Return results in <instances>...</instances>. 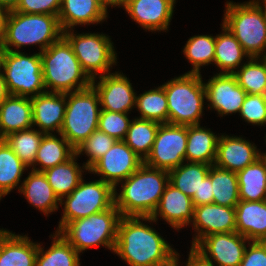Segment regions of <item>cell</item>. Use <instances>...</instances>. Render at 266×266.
<instances>
[{
	"label": "cell",
	"instance_id": "cell-1",
	"mask_svg": "<svg viewBox=\"0 0 266 266\" xmlns=\"http://www.w3.org/2000/svg\"><path fill=\"white\" fill-rule=\"evenodd\" d=\"M151 217L122 216L113 253L129 266H181V255L155 228Z\"/></svg>",
	"mask_w": 266,
	"mask_h": 266
},
{
	"label": "cell",
	"instance_id": "cell-2",
	"mask_svg": "<svg viewBox=\"0 0 266 266\" xmlns=\"http://www.w3.org/2000/svg\"><path fill=\"white\" fill-rule=\"evenodd\" d=\"M119 183L114 187V205L121 215L151 217L169 183V172L143 163ZM118 185L121 186L119 193Z\"/></svg>",
	"mask_w": 266,
	"mask_h": 266
},
{
	"label": "cell",
	"instance_id": "cell-3",
	"mask_svg": "<svg viewBox=\"0 0 266 266\" xmlns=\"http://www.w3.org/2000/svg\"><path fill=\"white\" fill-rule=\"evenodd\" d=\"M62 36L63 31L58 16L27 14L14 10L8 12L2 34L6 50L20 51L19 49L23 46L38 44L39 53L57 42Z\"/></svg>",
	"mask_w": 266,
	"mask_h": 266
},
{
	"label": "cell",
	"instance_id": "cell-4",
	"mask_svg": "<svg viewBox=\"0 0 266 266\" xmlns=\"http://www.w3.org/2000/svg\"><path fill=\"white\" fill-rule=\"evenodd\" d=\"M46 91L68 93L85 89L92 79L82 69L71 45L62 36L40 53Z\"/></svg>",
	"mask_w": 266,
	"mask_h": 266
},
{
	"label": "cell",
	"instance_id": "cell-5",
	"mask_svg": "<svg viewBox=\"0 0 266 266\" xmlns=\"http://www.w3.org/2000/svg\"><path fill=\"white\" fill-rule=\"evenodd\" d=\"M222 24L250 57H266V15L256 0L227 1Z\"/></svg>",
	"mask_w": 266,
	"mask_h": 266
},
{
	"label": "cell",
	"instance_id": "cell-6",
	"mask_svg": "<svg viewBox=\"0 0 266 266\" xmlns=\"http://www.w3.org/2000/svg\"><path fill=\"white\" fill-rule=\"evenodd\" d=\"M201 74L184 73L162 84L168 103V124L199 125L206 91Z\"/></svg>",
	"mask_w": 266,
	"mask_h": 266
},
{
	"label": "cell",
	"instance_id": "cell-7",
	"mask_svg": "<svg viewBox=\"0 0 266 266\" xmlns=\"http://www.w3.org/2000/svg\"><path fill=\"white\" fill-rule=\"evenodd\" d=\"M121 217V213L113 205L105 211L66 224L59 233L79 254L100 245L113 253Z\"/></svg>",
	"mask_w": 266,
	"mask_h": 266
},
{
	"label": "cell",
	"instance_id": "cell-8",
	"mask_svg": "<svg viewBox=\"0 0 266 266\" xmlns=\"http://www.w3.org/2000/svg\"><path fill=\"white\" fill-rule=\"evenodd\" d=\"M100 107L98 93L92 85L66 93V112L60 134L74 149L98 129Z\"/></svg>",
	"mask_w": 266,
	"mask_h": 266
},
{
	"label": "cell",
	"instance_id": "cell-9",
	"mask_svg": "<svg viewBox=\"0 0 266 266\" xmlns=\"http://www.w3.org/2000/svg\"><path fill=\"white\" fill-rule=\"evenodd\" d=\"M74 32V29L63 31V37L71 45L86 74L91 79L109 74L110 69L117 65V53L110 36L104 33Z\"/></svg>",
	"mask_w": 266,
	"mask_h": 266
},
{
	"label": "cell",
	"instance_id": "cell-10",
	"mask_svg": "<svg viewBox=\"0 0 266 266\" xmlns=\"http://www.w3.org/2000/svg\"><path fill=\"white\" fill-rule=\"evenodd\" d=\"M60 205L63 206V215L55 232L74 220L111 208L114 205V187L101 179L87 182L83 178L68 196L60 200Z\"/></svg>",
	"mask_w": 266,
	"mask_h": 266
},
{
	"label": "cell",
	"instance_id": "cell-11",
	"mask_svg": "<svg viewBox=\"0 0 266 266\" xmlns=\"http://www.w3.org/2000/svg\"><path fill=\"white\" fill-rule=\"evenodd\" d=\"M2 72L10 95L31 98L46 92L39 52L6 50Z\"/></svg>",
	"mask_w": 266,
	"mask_h": 266
},
{
	"label": "cell",
	"instance_id": "cell-12",
	"mask_svg": "<svg viewBox=\"0 0 266 266\" xmlns=\"http://www.w3.org/2000/svg\"><path fill=\"white\" fill-rule=\"evenodd\" d=\"M186 146L187 125L160 124L144 164L169 172L186 162Z\"/></svg>",
	"mask_w": 266,
	"mask_h": 266
},
{
	"label": "cell",
	"instance_id": "cell-13",
	"mask_svg": "<svg viewBox=\"0 0 266 266\" xmlns=\"http://www.w3.org/2000/svg\"><path fill=\"white\" fill-rule=\"evenodd\" d=\"M141 159L123 140L113 146L89 169L88 173L100 176L104 182L115 187L126 180L142 164Z\"/></svg>",
	"mask_w": 266,
	"mask_h": 266
},
{
	"label": "cell",
	"instance_id": "cell-14",
	"mask_svg": "<svg viewBox=\"0 0 266 266\" xmlns=\"http://www.w3.org/2000/svg\"><path fill=\"white\" fill-rule=\"evenodd\" d=\"M96 79H99L97 81ZM98 93L101 110L129 114L135 108L136 95L130 79L123 73H113L92 79L91 84Z\"/></svg>",
	"mask_w": 266,
	"mask_h": 266
},
{
	"label": "cell",
	"instance_id": "cell-15",
	"mask_svg": "<svg viewBox=\"0 0 266 266\" xmlns=\"http://www.w3.org/2000/svg\"><path fill=\"white\" fill-rule=\"evenodd\" d=\"M250 241L237 232L212 234L193 248L217 266H239Z\"/></svg>",
	"mask_w": 266,
	"mask_h": 266
},
{
	"label": "cell",
	"instance_id": "cell-16",
	"mask_svg": "<svg viewBox=\"0 0 266 266\" xmlns=\"http://www.w3.org/2000/svg\"><path fill=\"white\" fill-rule=\"evenodd\" d=\"M208 110L213 109L221 118L224 115L240 113L246 91L238 85L233 74L216 73L204 83Z\"/></svg>",
	"mask_w": 266,
	"mask_h": 266
},
{
	"label": "cell",
	"instance_id": "cell-17",
	"mask_svg": "<svg viewBox=\"0 0 266 266\" xmlns=\"http://www.w3.org/2000/svg\"><path fill=\"white\" fill-rule=\"evenodd\" d=\"M195 235L191 242L194 247L201 239L212 234L236 232L235 207L217 204H202L194 207L191 222Z\"/></svg>",
	"mask_w": 266,
	"mask_h": 266
},
{
	"label": "cell",
	"instance_id": "cell-18",
	"mask_svg": "<svg viewBox=\"0 0 266 266\" xmlns=\"http://www.w3.org/2000/svg\"><path fill=\"white\" fill-rule=\"evenodd\" d=\"M259 150L254 143L242 136H229L223 133L219 135L214 165L237 173L262 156Z\"/></svg>",
	"mask_w": 266,
	"mask_h": 266
},
{
	"label": "cell",
	"instance_id": "cell-19",
	"mask_svg": "<svg viewBox=\"0 0 266 266\" xmlns=\"http://www.w3.org/2000/svg\"><path fill=\"white\" fill-rule=\"evenodd\" d=\"M176 0H130L125 8L128 16L143 30L168 31Z\"/></svg>",
	"mask_w": 266,
	"mask_h": 266
},
{
	"label": "cell",
	"instance_id": "cell-20",
	"mask_svg": "<svg viewBox=\"0 0 266 266\" xmlns=\"http://www.w3.org/2000/svg\"><path fill=\"white\" fill-rule=\"evenodd\" d=\"M193 213L194 205L192 198L185 195L169 182L151 218L153 223H157L158 217H160L172 229L178 231L191 224Z\"/></svg>",
	"mask_w": 266,
	"mask_h": 266
},
{
	"label": "cell",
	"instance_id": "cell-21",
	"mask_svg": "<svg viewBox=\"0 0 266 266\" xmlns=\"http://www.w3.org/2000/svg\"><path fill=\"white\" fill-rule=\"evenodd\" d=\"M33 127L41 133H60L66 112V93L44 92L31 97Z\"/></svg>",
	"mask_w": 266,
	"mask_h": 266
},
{
	"label": "cell",
	"instance_id": "cell-22",
	"mask_svg": "<svg viewBox=\"0 0 266 266\" xmlns=\"http://www.w3.org/2000/svg\"><path fill=\"white\" fill-rule=\"evenodd\" d=\"M38 243L27 235L0 229V266H35Z\"/></svg>",
	"mask_w": 266,
	"mask_h": 266
},
{
	"label": "cell",
	"instance_id": "cell-23",
	"mask_svg": "<svg viewBox=\"0 0 266 266\" xmlns=\"http://www.w3.org/2000/svg\"><path fill=\"white\" fill-rule=\"evenodd\" d=\"M107 18L98 0H61L58 20L62 31L75 29L77 25L101 24Z\"/></svg>",
	"mask_w": 266,
	"mask_h": 266
},
{
	"label": "cell",
	"instance_id": "cell-24",
	"mask_svg": "<svg viewBox=\"0 0 266 266\" xmlns=\"http://www.w3.org/2000/svg\"><path fill=\"white\" fill-rule=\"evenodd\" d=\"M235 210L236 232L249 241L266 242V200H240Z\"/></svg>",
	"mask_w": 266,
	"mask_h": 266
},
{
	"label": "cell",
	"instance_id": "cell-25",
	"mask_svg": "<svg viewBox=\"0 0 266 266\" xmlns=\"http://www.w3.org/2000/svg\"><path fill=\"white\" fill-rule=\"evenodd\" d=\"M33 127L30 97L10 95L0 104V139Z\"/></svg>",
	"mask_w": 266,
	"mask_h": 266
},
{
	"label": "cell",
	"instance_id": "cell-26",
	"mask_svg": "<svg viewBox=\"0 0 266 266\" xmlns=\"http://www.w3.org/2000/svg\"><path fill=\"white\" fill-rule=\"evenodd\" d=\"M29 175L22 181L19 193L23 194L29 204L45 216L57 212L60 200L49 185L43 172L30 170Z\"/></svg>",
	"mask_w": 266,
	"mask_h": 266
},
{
	"label": "cell",
	"instance_id": "cell-27",
	"mask_svg": "<svg viewBox=\"0 0 266 266\" xmlns=\"http://www.w3.org/2000/svg\"><path fill=\"white\" fill-rule=\"evenodd\" d=\"M219 139L210 128L199 125H187L186 162L214 165Z\"/></svg>",
	"mask_w": 266,
	"mask_h": 266
},
{
	"label": "cell",
	"instance_id": "cell-28",
	"mask_svg": "<svg viewBox=\"0 0 266 266\" xmlns=\"http://www.w3.org/2000/svg\"><path fill=\"white\" fill-rule=\"evenodd\" d=\"M220 26H222V33L215 36L213 64L221 70L219 74H234L245 63L243 59H249L250 56L244 51L230 30L223 24Z\"/></svg>",
	"mask_w": 266,
	"mask_h": 266
},
{
	"label": "cell",
	"instance_id": "cell-29",
	"mask_svg": "<svg viewBox=\"0 0 266 266\" xmlns=\"http://www.w3.org/2000/svg\"><path fill=\"white\" fill-rule=\"evenodd\" d=\"M77 159L78 156L74 154L66 162L43 171L59 200L68 196L83 179V173L89 171L84 164L80 166Z\"/></svg>",
	"mask_w": 266,
	"mask_h": 266
},
{
	"label": "cell",
	"instance_id": "cell-30",
	"mask_svg": "<svg viewBox=\"0 0 266 266\" xmlns=\"http://www.w3.org/2000/svg\"><path fill=\"white\" fill-rule=\"evenodd\" d=\"M57 135H55V132L54 134L43 135L35 162L31 166L32 170L43 172L66 162L75 154V149L69 144L66 138L60 133Z\"/></svg>",
	"mask_w": 266,
	"mask_h": 266
},
{
	"label": "cell",
	"instance_id": "cell-31",
	"mask_svg": "<svg viewBox=\"0 0 266 266\" xmlns=\"http://www.w3.org/2000/svg\"><path fill=\"white\" fill-rule=\"evenodd\" d=\"M236 174L240 200H266V158L264 156H261L253 164L248 165Z\"/></svg>",
	"mask_w": 266,
	"mask_h": 266
},
{
	"label": "cell",
	"instance_id": "cell-32",
	"mask_svg": "<svg viewBox=\"0 0 266 266\" xmlns=\"http://www.w3.org/2000/svg\"><path fill=\"white\" fill-rule=\"evenodd\" d=\"M49 237L53 241L47 250L38 243L35 266H81L80 254L59 232Z\"/></svg>",
	"mask_w": 266,
	"mask_h": 266
},
{
	"label": "cell",
	"instance_id": "cell-33",
	"mask_svg": "<svg viewBox=\"0 0 266 266\" xmlns=\"http://www.w3.org/2000/svg\"><path fill=\"white\" fill-rule=\"evenodd\" d=\"M27 168L29 167L20 160L8 144L0 139V201L13 189L17 188L19 191L22 184L21 178L25 170H29Z\"/></svg>",
	"mask_w": 266,
	"mask_h": 266
},
{
	"label": "cell",
	"instance_id": "cell-34",
	"mask_svg": "<svg viewBox=\"0 0 266 266\" xmlns=\"http://www.w3.org/2000/svg\"><path fill=\"white\" fill-rule=\"evenodd\" d=\"M210 167L211 165L204 163L184 162L169 171V182L190 198L199 196V187Z\"/></svg>",
	"mask_w": 266,
	"mask_h": 266
},
{
	"label": "cell",
	"instance_id": "cell-35",
	"mask_svg": "<svg viewBox=\"0 0 266 266\" xmlns=\"http://www.w3.org/2000/svg\"><path fill=\"white\" fill-rule=\"evenodd\" d=\"M208 175L212 182L213 203L236 207L240 201L237 174L211 165Z\"/></svg>",
	"mask_w": 266,
	"mask_h": 266
},
{
	"label": "cell",
	"instance_id": "cell-36",
	"mask_svg": "<svg viewBox=\"0 0 266 266\" xmlns=\"http://www.w3.org/2000/svg\"><path fill=\"white\" fill-rule=\"evenodd\" d=\"M160 124L153 120L134 118L123 141L145 160L151 152Z\"/></svg>",
	"mask_w": 266,
	"mask_h": 266
},
{
	"label": "cell",
	"instance_id": "cell-37",
	"mask_svg": "<svg viewBox=\"0 0 266 266\" xmlns=\"http://www.w3.org/2000/svg\"><path fill=\"white\" fill-rule=\"evenodd\" d=\"M233 74L247 94L266 95V57H250Z\"/></svg>",
	"mask_w": 266,
	"mask_h": 266
},
{
	"label": "cell",
	"instance_id": "cell-38",
	"mask_svg": "<svg viewBox=\"0 0 266 266\" xmlns=\"http://www.w3.org/2000/svg\"><path fill=\"white\" fill-rule=\"evenodd\" d=\"M184 57L192 64V69L186 73L201 74V67L214 63L215 36L194 35L188 39L182 50Z\"/></svg>",
	"mask_w": 266,
	"mask_h": 266
},
{
	"label": "cell",
	"instance_id": "cell-39",
	"mask_svg": "<svg viewBox=\"0 0 266 266\" xmlns=\"http://www.w3.org/2000/svg\"><path fill=\"white\" fill-rule=\"evenodd\" d=\"M135 108L140 114L136 118L168 123V103L162 85L136 95Z\"/></svg>",
	"mask_w": 266,
	"mask_h": 266
},
{
	"label": "cell",
	"instance_id": "cell-40",
	"mask_svg": "<svg viewBox=\"0 0 266 266\" xmlns=\"http://www.w3.org/2000/svg\"><path fill=\"white\" fill-rule=\"evenodd\" d=\"M43 135L44 133H41L36 128L31 127L10 133L8 136L3 138V140L30 169L35 162Z\"/></svg>",
	"mask_w": 266,
	"mask_h": 266
},
{
	"label": "cell",
	"instance_id": "cell-41",
	"mask_svg": "<svg viewBox=\"0 0 266 266\" xmlns=\"http://www.w3.org/2000/svg\"><path fill=\"white\" fill-rule=\"evenodd\" d=\"M116 141L112 136L97 129L75 149V154L78 157L85 154L88 159L83 164L90 169Z\"/></svg>",
	"mask_w": 266,
	"mask_h": 266
},
{
	"label": "cell",
	"instance_id": "cell-42",
	"mask_svg": "<svg viewBox=\"0 0 266 266\" xmlns=\"http://www.w3.org/2000/svg\"><path fill=\"white\" fill-rule=\"evenodd\" d=\"M131 121L126 113L101 110L98 129L116 140H124Z\"/></svg>",
	"mask_w": 266,
	"mask_h": 266
},
{
	"label": "cell",
	"instance_id": "cell-43",
	"mask_svg": "<svg viewBox=\"0 0 266 266\" xmlns=\"http://www.w3.org/2000/svg\"><path fill=\"white\" fill-rule=\"evenodd\" d=\"M239 115L249 124L265 126L266 95L247 94L241 106Z\"/></svg>",
	"mask_w": 266,
	"mask_h": 266
},
{
	"label": "cell",
	"instance_id": "cell-44",
	"mask_svg": "<svg viewBox=\"0 0 266 266\" xmlns=\"http://www.w3.org/2000/svg\"><path fill=\"white\" fill-rule=\"evenodd\" d=\"M61 0H20L14 11L27 14H49L58 16Z\"/></svg>",
	"mask_w": 266,
	"mask_h": 266
},
{
	"label": "cell",
	"instance_id": "cell-45",
	"mask_svg": "<svg viewBox=\"0 0 266 266\" xmlns=\"http://www.w3.org/2000/svg\"><path fill=\"white\" fill-rule=\"evenodd\" d=\"M239 266H266V242L250 241Z\"/></svg>",
	"mask_w": 266,
	"mask_h": 266
},
{
	"label": "cell",
	"instance_id": "cell-46",
	"mask_svg": "<svg viewBox=\"0 0 266 266\" xmlns=\"http://www.w3.org/2000/svg\"><path fill=\"white\" fill-rule=\"evenodd\" d=\"M194 207L202 204H212L213 203V192H212V182L209 175L201 182L199 187V196L192 197Z\"/></svg>",
	"mask_w": 266,
	"mask_h": 266
},
{
	"label": "cell",
	"instance_id": "cell-47",
	"mask_svg": "<svg viewBox=\"0 0 266 266\" xmlns=\"http://www.w3.org/2000/svg\"><path fill=\"white\" fill-rule=\"evenodd\" d=\"M130 0H98L100 6L105 10V12L108 14V8L109 7H119L125 9L128 5Z\"/></svg>",
	"mask_w": 266,
	"mask_h": 266
},
{
	"label": "cell",
	"instance_id": "cell-48",
	"mask_svg": "<svg viewBox=\"0 0 266 266\" xmlns=\"http://www.w3.org/2000/svg\"><path fill=\"white\" fill-rule=\"evenodd\" d=\"M10 96L3 72L0 71V104Z\"/></svg>",
	"mask_w": 266,
	"mask_h": 266
},
{
	"label": "cell",
	"instance_id": "cell-49",
	"mask_svg": "<svg viewBox=\"0 0 266 266\" xmlns=\"http://www.w3.org/2000/svg\"><path fill=\"white\" fill-rule=\"evenodd\" d=\"M20 0H0V4L9 12L16 9Z\"/></svg>",
	"mask_w": 266,
	"mask_h": 266
},
{
	"label": "cell",
	"instance_id": "cell-50",
	"mask_svg": "<svg viewBox=\"0 0 266 266\" xmlns=\"http://www.w3.org/2000/svg\"><path fill=\"white\" fill-rule=\"evenodd\" d=\"M8 11L0 4V36L3 34Z\"/></svg>",
	"mask_w": 266,
	"mask_h": 266
},
{
	"label": "cell",
	"instance_id": "cell-51",
	"mask_svg": "<svg viewBox=\"0 0 266 266\" xmlns=\"http://www.w3.org/2000/svg\"><path fill=\"white\" fill-rule=\"evenodd\" d=\"M5 52H6V48L3 43V38L2 36H0V71H2V68H3Z\"/></svg>",
	"mask_w": 266,
	"mask_h": 266
},
{
	"label": "cell",
	"instance_id": "cell-52",
	"mask_svg": "<svg viewBox=\"0 0 266 266\" xmlns=\"http://www.w3.org/2000/svg\"><path fill=\"white\" fill-rule=\"evenodd\" d=\"M256 1L261 5L266 15V0H256Z\"/></svg>",
	"mask_w": 266,
	"mask_h": 266
},
{
	"label": "cell",
	"instance_id": "cell-53",
	"mask_svg": "<svg viewBox=\"0 0 266 266\" xmlns=\"http://www.w3.org/2000/svg\"><path fill=\"white\" fill-rule=\"evenodd\" d=\"M265 142H266V136H265ZM262 156H264L266 158V152H262Z\"/></svg>",
	"mask_w": 266,
	"mask_h": 266
}]
</instances>
